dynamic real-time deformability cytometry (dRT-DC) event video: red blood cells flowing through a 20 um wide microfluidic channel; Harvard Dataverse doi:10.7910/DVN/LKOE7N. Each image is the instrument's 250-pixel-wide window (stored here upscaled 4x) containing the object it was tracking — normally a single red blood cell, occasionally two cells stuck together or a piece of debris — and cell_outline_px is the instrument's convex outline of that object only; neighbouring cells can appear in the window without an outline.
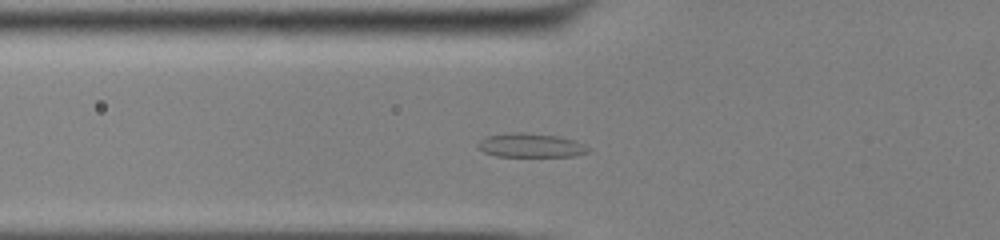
{"species": "common noctule bat (a hibernating species)", "species_latin": "Nyctalus noctula", "temperature_condition": "cold", "stored_images_in_passage": 48, "segment_of_instrument_passage": [1, 2], "camera_frame_rate_fps": 3000, "um_per_image_px": 0.085, "animal": {"sex": "male", "body_mass_g": 13.0, "forearm_length_mm": 53.1}, "frame": {"image": 1, "passage_image": 14, "time_ms": 4.333, "image_size_px": [1000, 240], "cell_outline_px": [[592, 152], [576, 156], [496, 156], [484, 152], [476, 144], [484, 136], [516, 132], [520, 132], [560, 136], [584, 144]], "centroid_in_image_um": [45.12, 12.36], "position_along_channel_um": 80.7, "area_um2": 15.43}}
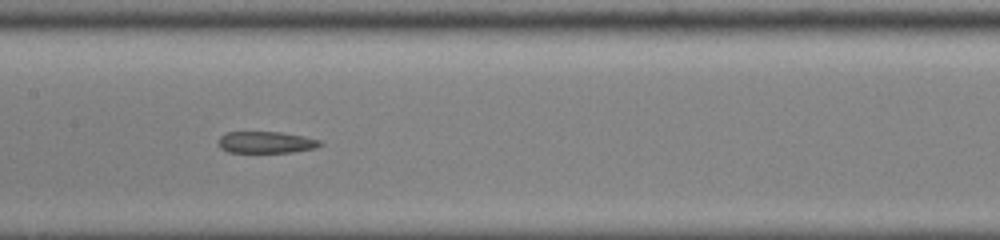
{"frame": {"image": 2, "passage_image": 22, "time_ms": 7.0, "image_size_px": [1000, 240], "cell_outline_px": [[324, 144], [316, 148], [292, 152], [228, 152], [220, 148], [220, 136], [224, 132], [280, 132], [304, 136], [320, 140]], "centroid_in_image_um": [22.64, 12.09], "position_along_channel_um": 184.8, "area_um2": 12.83}}
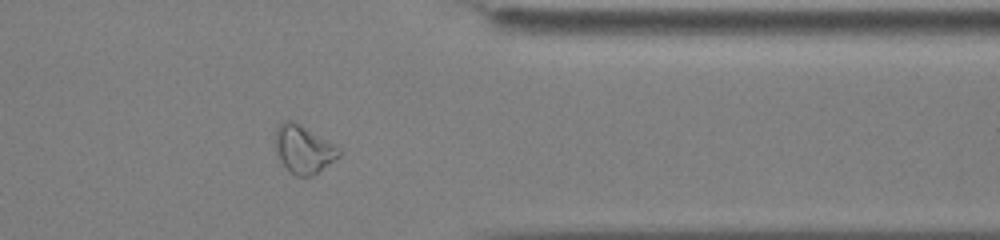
{"frame": {"image": 3, "passage_image": 38, "time_ms": 12.333, "image_size_px": [1000, 240], "cell_outline_px": [[340, 156], [312, 176], [296, 176], [280, 160], [276, 152], [276, 128], [284, 120], [292, 120], [300, 124], [340, 148]], "centroid_in_image_um": [25.8, 12.68], "position_along_channel_um": 385.6, "area_um2": 17.4}}